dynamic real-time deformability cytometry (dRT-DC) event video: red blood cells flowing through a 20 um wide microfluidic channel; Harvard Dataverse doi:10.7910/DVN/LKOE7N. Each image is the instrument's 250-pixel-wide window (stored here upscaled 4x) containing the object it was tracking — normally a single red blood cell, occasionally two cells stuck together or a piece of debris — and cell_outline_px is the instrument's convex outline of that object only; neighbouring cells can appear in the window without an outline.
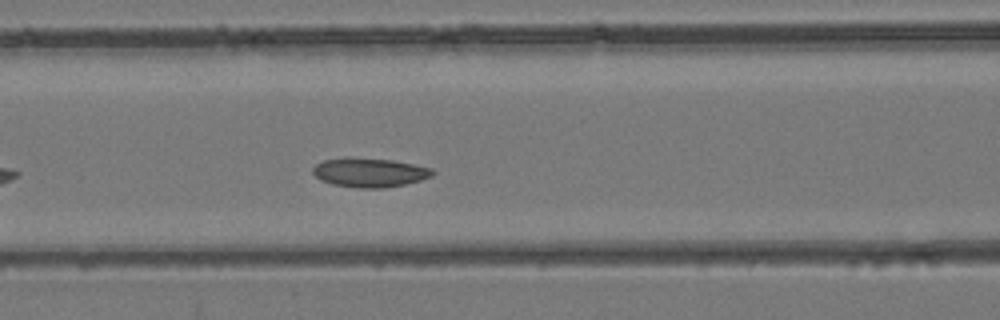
{"species": "common noctule bat (a hibernating species)", "species_latin": "Nyctalus noctula", "temperature_condition": "room temperature", "stored_images_in_passage": 32, "camera_frame_rate_fps": 3000, "um_per_image_px": 0.085, "animal": {"sex": "female", "body_mass_g": 24.6, "forearm_length_mm": 56.2}, "frame": {"image": 1, "passage_image": 8, "time_ms": 2.333, "image_size_px": [1000, 320], "cell_outline_px": [[436, 172], [432, 176], [420, 180], [404, 184], [384, 188], [360, 188], [332, 184], [320, 180], [312, 172], [312, 168], [316, 164], [324, 160], [344, 156], [348, 156], [392, 160], [432, 168]], "centroid_in_image_um": [31.39, 14.65], "position_along_channel_um": 135.2, "area_um2": 20.52}}
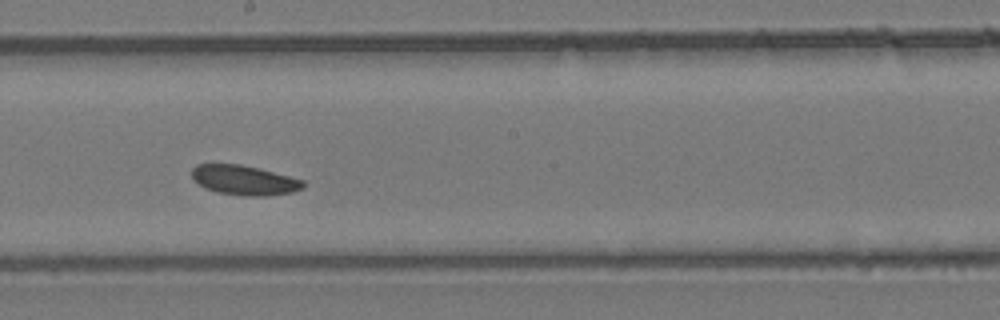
{"frame": {"image": 2, "passage_image": 14, "time_ms": 4.333, "image_size_px": [1000, 320], "cell_outline_px": [[304, 188], [292, 192], [268, 196], [244, 196], [216, 192], [204, 188], [192, 180], [192, 168], [196, 164], [240, 164], [304, 180]], "centroid_in_image_um": [20.72, 15.33], "position_along_channel_um": 227.5, "area_um2": 19.31}}
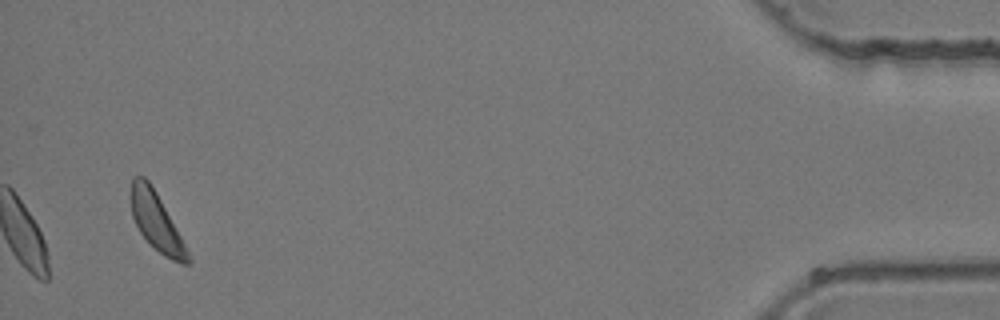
{"frame": {"image": 3, "passage_image": 32, "time_ms": 10.333, "image_size_px": [1000, 320], "cell_outline_px": [[192, 264], [180, 264], [164, 256], [140, 232], [132, 216], [132, 176], [144, 176], [148, 180], [156, 192], [180, 236], [192, 260]], "centroid_in_image_um": [13.31, 18.86], "position_along_channel_um": 421.9, "area_um2": 18.44}}